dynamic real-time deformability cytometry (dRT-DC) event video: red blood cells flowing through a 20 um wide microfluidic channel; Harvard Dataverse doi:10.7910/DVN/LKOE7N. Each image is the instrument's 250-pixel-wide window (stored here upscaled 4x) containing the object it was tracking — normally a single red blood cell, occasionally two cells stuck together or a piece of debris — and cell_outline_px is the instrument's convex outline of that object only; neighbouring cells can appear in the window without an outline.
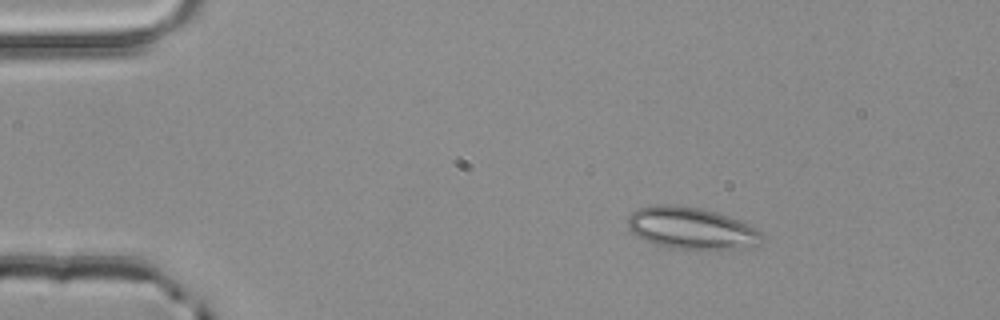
{"species": "common noctule bat (a hibernating species)", "species_latin": "Nyctalus noctula", "temperature_condition": "room temperature", "stored_images_in_passage": 3, "camera_frame_rate_fps": 3000, "um_per_image_px": 0.085, "animal": {"sex": "male", "body_mass_g": 20.4}, "frame": {"image": 1, "passage_image": 1, "time_ms": 0.0, "image_size_px": [1000, 320], "cell_outline_px": [[764, 236], [760, 244], [748, 248], [668, 248], [652, 244], [636, 236], [628, 228], [628, 216], [632, 212], [640, 208], [656, 204], [664, 204], [704, 208], [740, 220], [756, 228]], "centroid_in_image_um": [58.76, 19.39], "position_along_channel_um": 26.2, "area_um2": 32.77}}